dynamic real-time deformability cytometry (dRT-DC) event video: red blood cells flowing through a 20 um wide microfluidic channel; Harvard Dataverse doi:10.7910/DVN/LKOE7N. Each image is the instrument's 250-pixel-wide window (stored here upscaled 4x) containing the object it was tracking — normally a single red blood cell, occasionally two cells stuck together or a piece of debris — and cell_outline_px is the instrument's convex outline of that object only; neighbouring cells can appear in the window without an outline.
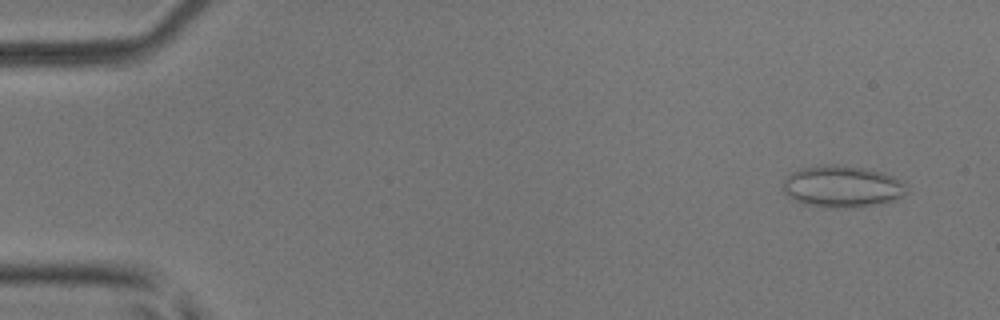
{"species": "common noctule bat (a hibernating species)", "species_latin": "Nyctalus noctula", "temperature_condition": "room temperature", "stored_images_in_passage": 14, "camera_frame_rate_fps": 3000, "um_per_image_px": 0.085, "animal": {"sex": "male", "body_mass_g": 17.9, "forearm_length_mm": 54.2}, "frame": {"image": 1, "passage_image": 3, "time_ms": 0.667, "image_size_px": [1000, 320], "cell_outline_px": [[904, 196], [880, 204], [836, 208], [828, 208], [804, 204], [792, 200], [784, 192], [784, 180], [792, 172], [800, 168], [820, 164], [840, 164], [864, 168], [880, 172], [892, 176], [900, 180], [904, 184]], "centroid_in_image_um": [71.53, 15.84], "position_along_channel_um": 13.5, "area_um2": 30.0}}